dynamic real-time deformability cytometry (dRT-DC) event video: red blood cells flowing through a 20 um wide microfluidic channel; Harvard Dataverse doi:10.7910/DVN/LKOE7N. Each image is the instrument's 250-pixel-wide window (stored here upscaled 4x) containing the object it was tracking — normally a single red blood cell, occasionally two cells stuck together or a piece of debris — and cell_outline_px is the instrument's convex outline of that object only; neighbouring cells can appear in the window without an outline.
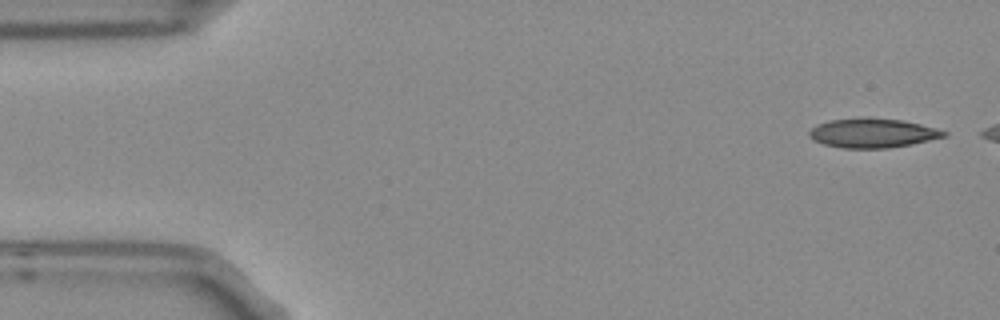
{"species": "Egyptian fruit bat (a non-hibernating species)", "species_latin": "Rousettus aegyptiacus", "temperature_condition": "room temperature", "stored_images_in_passage": 3, "camera_frame_rate_fps": 3000, "um_per_image_px": 0.085, "frame": {"image": 1, "passage_image": 1, "time_ms": 0.0, "image_size_px": [1000, 320], "cell_outline_px": [[948, 136], [912, 144], [888, 148], [844, 148], [824, 144], [812, 140], [808, 136], [808, 132], [816, 124], [828, 120], [856, 116], [868, 116], [900, 120], [920, 124], [948, 132]], "centroid_in_image_um": [74.12, 11.28], "position_along_channel_um": 10.9, "area_um2": 23.47}}